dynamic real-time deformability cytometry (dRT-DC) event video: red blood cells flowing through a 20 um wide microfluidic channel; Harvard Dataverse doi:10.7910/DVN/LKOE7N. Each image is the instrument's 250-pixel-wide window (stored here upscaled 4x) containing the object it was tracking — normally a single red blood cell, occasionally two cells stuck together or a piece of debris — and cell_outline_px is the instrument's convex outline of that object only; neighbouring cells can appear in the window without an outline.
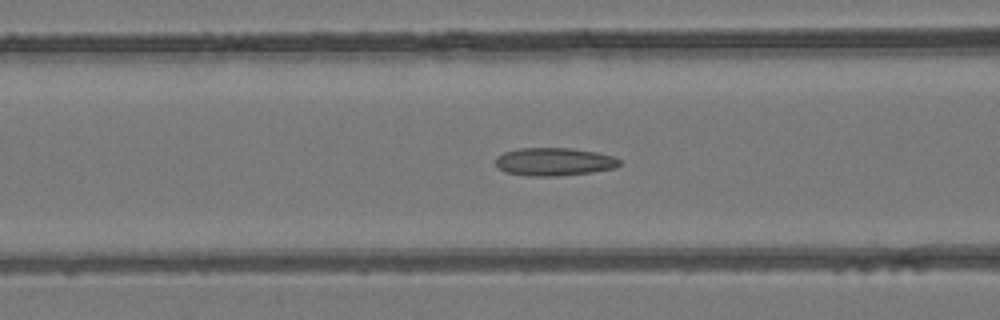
{"species": "common noctule bat (a hibernating species)", "species_latin": "Nyctalus noctula", "temperature_condition": "room temperature", "stored_images_in_passage": 43, "camera_frame_rate_fps": 3000, "um_per_image_px": 0.085, "animal": {"sex": "female", "body_mass_g": 24.6, "forearm_length_mm": 56.2}, "frame": {"image": 1, "passage_image": 13, "time_ms": 4.0, "image_size_px": [1000, 320], "cell_outline_px": [[620, 164], [616, 168], [592, 172], [556, 176], [528, 176], [504, 172], [496, 164], [496, 156], [504, 152], [516, 148], [572, 148], [596, 152], [612, 156], [620, 160]], "centroid_in_image_um": [47.08, 13.74], "position_along_channel_um": 119.5, "area_um2": 20.29}}
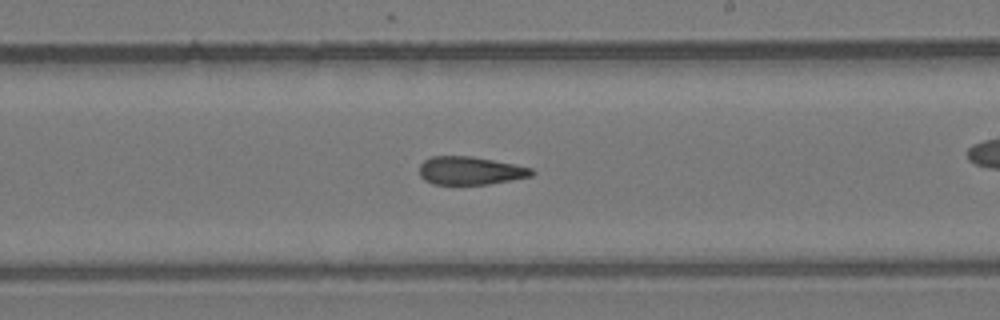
{"frame": {"image": 2, "passage_image": 22, "time_ms": 7.0, "image_size_px": [1000, 320], "cell_outline_px": [[536, 172], [532, 176], [512, 180], [488, 184], [432, 184], [424, 180], [420, 176], [420, 164], [424, 160], [432, 156], [472, 156], [532, 168]], "centroid_in_image_um": [39.96, 14.51], "position_along_channel_um": 249.0, "area_um2": 18.38}}
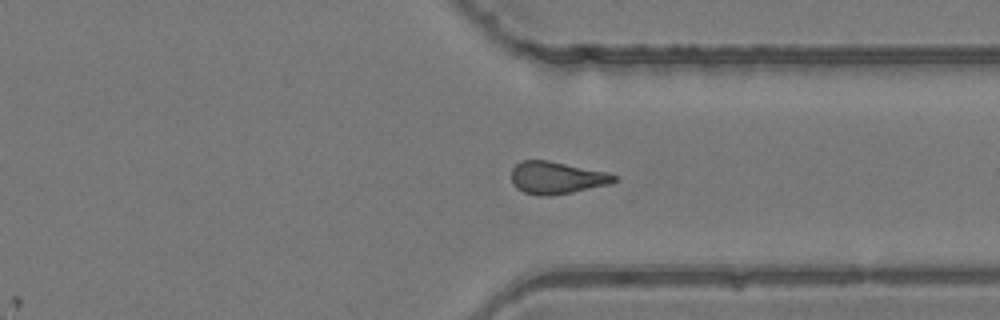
{"frame": {"image": 3, "passage_image": 30, "time_ms": 9.667, "image_size_px": [1000, 320], "cell_outline_px": [[620, 176], [616, 180], [608, 184], [572, 192], [548, 196], [540, 196], [524, 192], [516, 188], [512, 184], [512, 168], [520, 160], [548, 160], [608, 172]], "centroid_in_image_um": [47.3, 15.1], "position_along_channel_um": 364.1, "area_um2": 19.42}}